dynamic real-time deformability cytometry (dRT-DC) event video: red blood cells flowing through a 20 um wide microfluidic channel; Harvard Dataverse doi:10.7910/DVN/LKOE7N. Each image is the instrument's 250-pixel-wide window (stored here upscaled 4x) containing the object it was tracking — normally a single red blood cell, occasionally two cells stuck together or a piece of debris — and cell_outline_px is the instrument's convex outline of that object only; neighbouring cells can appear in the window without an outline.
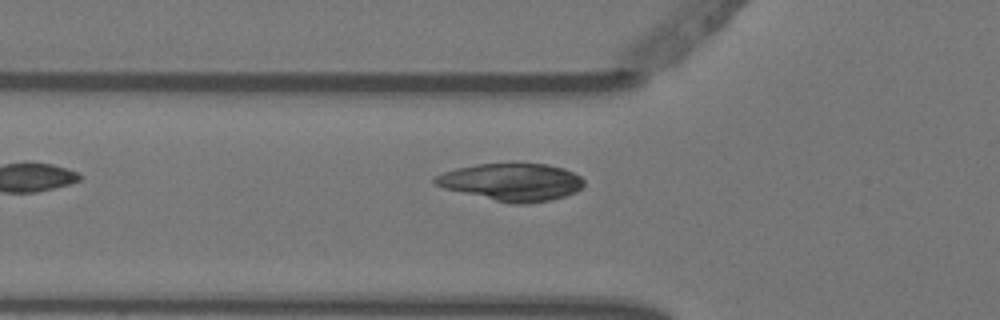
{"species": "Egyptian fruit bat (a non-hibernating species)", "species_latin": "Rousettus aegyptiacus", "temperature_condition": "warm", "stored_images_in_passage": 6, "camera_frame_rate_fps": 3000, "um_per_image_px": 0.085, "animal": {"sex": "female"}, "frame": {"image": 1, "passage_image": 6, "time_ms": 1.667, "image_size_px": [1000, 320], "cell_outline_px": [[584, 184], [576, 192], [552, 200], [524, 204], [512, 204], [444, 188], [436, 184], [432, 180], [436, 176], [444, 172], [456, 168], [476, 164], [548, 164], [564, 168], [580, 176], [584, 180]], "centroid_in_image_um": [43.52, 15.47], "position_along_channel_um": 82.3, "area_um2": 32.25}}